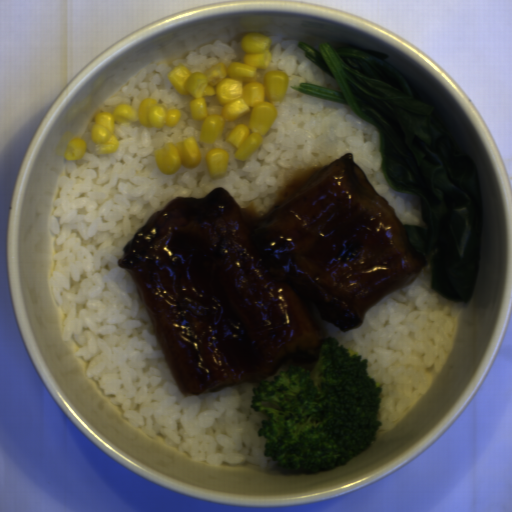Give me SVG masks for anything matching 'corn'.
<instances>
[{
	"label": "corn",
	"mask_w": 512,
	"mask_h": 512,
	"mask_svg": "<svg viewBox=\"0 0 512 512\" xmlns=\"http://www.w3.org/2000/svg\"><path fill=\"white\" fill-rule=\"evenodd\" d=\"M271 39L260 32H250L241 40V61L230 65L220 62L205 71L191 72L182 65L169 71L167 78L178 93L192 96L189 111L203 122L199 140L210 145L223 135L224 122L250 112L246 125L238 124L227 131L224 141L236 147L238 160H248L262 145L273 126L278 109L290 85L281 70L264 73L258 82V70H266L272 55Z\"/></svg>",
	"instance_id": "obj_1"
},
{
	"label": "corn",
	"mask_w": 512,
	"mask_h": 512,
	"mask_svg": "<svg viewBox=\"0 0 512 512\" xmlns=\"http://www.w3.org/2000/svg\"><path fill=\"white\" fill-rule=\"evenodd\" d=\"M181 119V111L159 105L153 98L141 100L138 109L125 104L116 105L112 112L97 113L90 135L97 145V153L111 154L119 147L114 126L117 123L138 122L144 127H174Z\"/></svg>",
	"instance_id": "obj_2"
},
{
	"label": "corn",
	"mask_w": 512,
	"mask_h": 512,
	"mask_svg": "<svg viewBox=\"0 0 512 512\" xmlns=\"http://www.w3.org/2000/svg\"><path fill=\"white\" fill-rule=\"evenodd\" d=\"M154 158L163 175H173L185 167H197L202 161L200 149L194 139L189 137L180 142H168L155 150Z\"/></svg>",
	"instance_id": "obj_3"
},
{
	"label": "corn",
	"mask_w": 512,
	"mask_h": 512,
	"mask_svg": "<svg viewBox=\"0 0 512 512\" xmlns=\"http://www.w3.org/2000/svg\"><path fill=\"white\" fill-rule=\"evenodd\" d=\"M229 162V154L225 149L214 148L206 155V163L211 175H225Z\"/></svg>",
	"instance_id": "obj_4"
},
{
	"label": "corn",
	"mask_w": 512,
	"mask_h": 512,
	"mask_svg": "<svg viewBox=\"0 0 512 512\" xmlns=\"http://www.w3.org/2000/svg\"><path fill=\"white\" fill-rule=\"evenodd\" d=\"M86 153V141L75 138L69 141L64 152V159L80 160Z\"/></svg>",
	"instance_id": "obj_5"
}]
</instances>
